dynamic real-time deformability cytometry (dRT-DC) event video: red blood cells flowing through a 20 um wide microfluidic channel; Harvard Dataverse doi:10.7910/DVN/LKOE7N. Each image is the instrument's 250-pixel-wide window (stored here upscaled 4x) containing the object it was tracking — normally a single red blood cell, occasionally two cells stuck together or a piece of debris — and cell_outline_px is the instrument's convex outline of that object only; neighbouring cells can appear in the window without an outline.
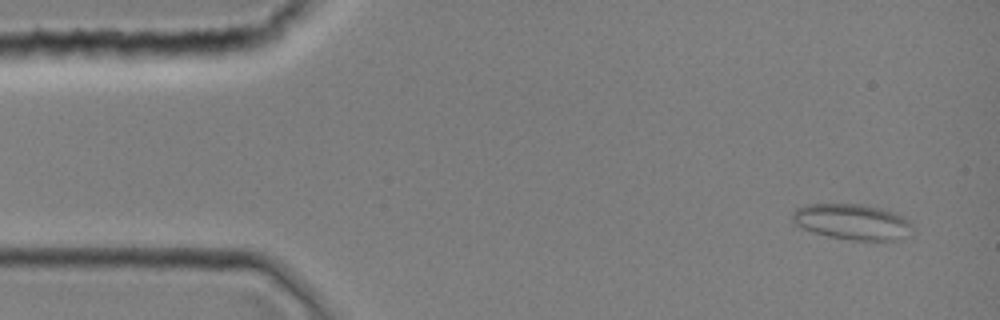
{"species": "common noctule bat (a hibernating species)", "species_latin": "Nyctalus noctula", "temperature_condition": "room temperature", "stored_images_in_passage": 10, "camera_frame_rate_fps": 3000, "um_per_image_px": 0.085, "animal": {"sex": "female", "body_mass_g": 19.0, "forearm_length_mm": 51.5}, "frame": {"image": 1, "passage_image": 3, "time_ms": 0.667, "image_size_px": [1000, 320], "cell_outline_px": [[912, 236], [900, 240], [856, 240], [828, 236], [812, 232], [800, 228], [792, 224], [792, 212], [796, 208], [804, 204], [860, 204], [880, 208], [892, 212], [908, 220], [912, 228]], "centroid_in_image_um": [72.4, 18.86], "position_along_channel_um": 12.6, "area_um2": 25.2}}